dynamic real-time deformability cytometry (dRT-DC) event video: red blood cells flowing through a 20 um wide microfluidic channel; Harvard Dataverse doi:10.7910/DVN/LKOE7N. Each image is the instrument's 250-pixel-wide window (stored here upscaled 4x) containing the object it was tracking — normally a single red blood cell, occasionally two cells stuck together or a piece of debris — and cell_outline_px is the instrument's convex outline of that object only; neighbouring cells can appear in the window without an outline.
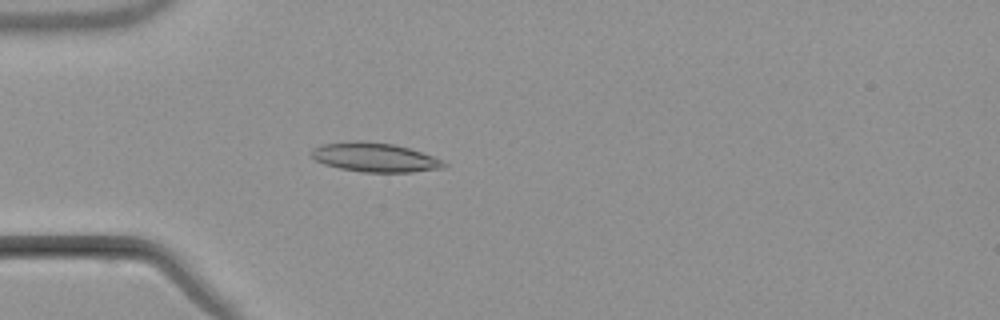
{"species": "common noctule bat (a hibernating species)", "species_latin": "Nyctalus noctula", "temperature_condition": "warm", "stored_images_in_passage": 1, "camera_frame_rate_fps": 3000, "um_per_image_px": 0.085, "animal": {"sex": "male", "body_mass_g": 21.5, "forearm_length_mm": 52.0}, "frame": {"image": 1, "passage_image": 1, "time_ms": 0.0, "image_size_px": [1000, 320], "cell_outline_px": [[448, 164], [444, 168], [412, 172], [360, 172], [340, 168], [324, 164], [316, 160], [312, 156], [312, 148], [320, 144], [356, 140], [360, 140], [392, 144], [408, 148], [432, 156]], "centroid_in_image_um": [31.83, 13.37], "position_along_channel_um": 53.2, "area_um2": 22.43}}